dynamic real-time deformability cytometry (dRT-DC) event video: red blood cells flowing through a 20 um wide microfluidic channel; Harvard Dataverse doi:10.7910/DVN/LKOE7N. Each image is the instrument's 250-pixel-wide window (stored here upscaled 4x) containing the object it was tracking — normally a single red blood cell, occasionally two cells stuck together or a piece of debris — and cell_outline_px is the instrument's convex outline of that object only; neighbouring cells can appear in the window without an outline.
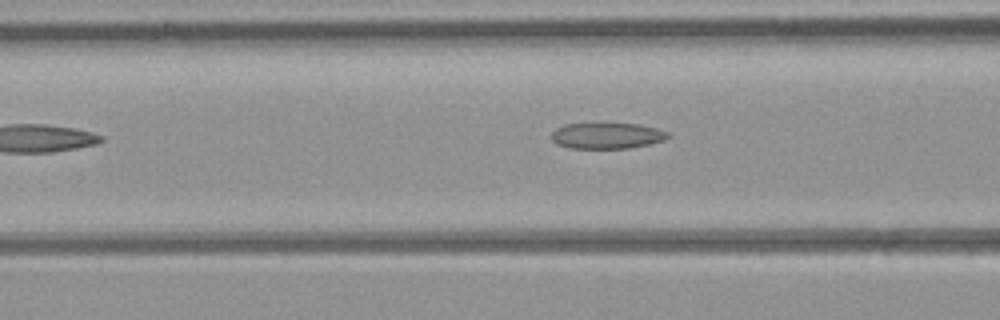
{"species": "common noctule bat (a hibernating species)", "species_latin": "Nyctalus noctula", "temperature_condition": "room temperature", "stored_images_in_passage": 6, "camera_frame_rate_fps": 3000, "um_per_image_px": 0.085, "animal": {"sex": "female", "body_mass_g": 21.9}, "frame": {"image": 1, "passage_image": 3, "time_ms": 2.333, "image_size_px": [1000, 320], "cell_outline_px": [[672, 136], [664, 140], [648, 144], [628, 148], [568, 148], [556, 144], [552, 140], [552, 132], [556, 128], [564, 124], [636, 124], [656, 128], [668, 132]], "centroid_in_image_um": [51.58, 11.54], "position_along_channel_um": 115.0, "area_um2": 17.51}}
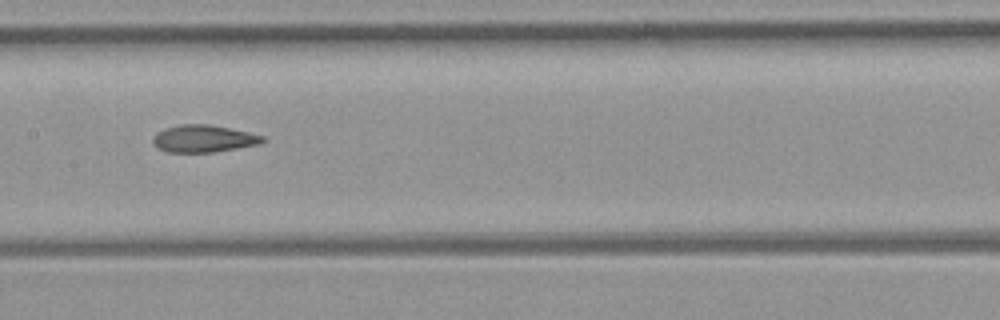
{"frame": {"image": 2, "passage_image": 5, "time_ms": 5.333, "image_size_px": [1000, 320], "cell_outline_px": [[268, 140], [260, 144], [212, 152], [168, 152], [160, 148], [152, 140], [156, 132], [164, 128], [180, 124], [208, 124], [248, 132], [264, 136]], "centroid_in_image_um": [17.33, 11.77], "position_along_channel_um": 190.1, "area_um2": 17.28}}
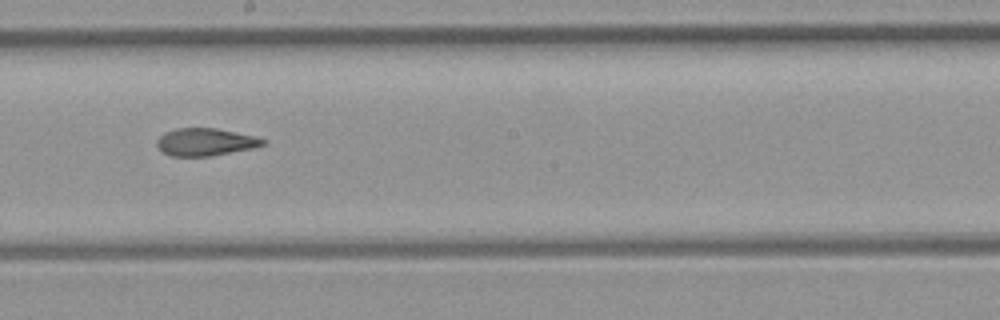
{"frame": {"image": 3, "passage_image": 6, "time_ms": 6.333, "image_size_px": [1000, 320], "cell_outline_px": [[268, 144], [252, 148], [212, 156], [172, 156], [164, 152], [156, 144], [156, 140], [164, 132], [176, 128], [216, 128], [256, 136], [268, 140]], "centroid_in_image_um": [17.5, 12.06], "position_along_channel_um": 230.7, "area_um2": 17.11}}